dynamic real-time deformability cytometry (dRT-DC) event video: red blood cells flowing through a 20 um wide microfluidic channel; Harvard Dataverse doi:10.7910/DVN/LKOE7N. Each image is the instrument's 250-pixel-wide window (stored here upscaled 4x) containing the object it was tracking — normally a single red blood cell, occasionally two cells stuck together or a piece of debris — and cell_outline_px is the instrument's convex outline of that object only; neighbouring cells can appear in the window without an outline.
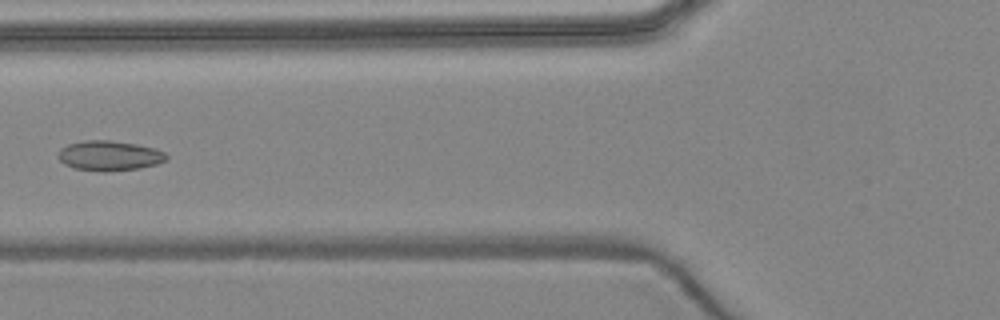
{"species": "common noctule bat (a hibernating species)", "species_latin": "Nyctalus noctula", "temperature_condition": "warm", "stored_images_in_passage": 5, "camera_frame_rate_fps": 3000, "um_per_image_px": 0.085, "animal": {"sex": "female", "body_mass_g": 24.6, "forearm_length_mm": 56.2}, "frame": {"image": 1, "passage_image": 5, "time_ms": 4.667, "image_size_px": [1000, 320], "cell_outline_px": [[168, 160], [156, 164], [140, 168], [104, 172], [72, 168], [64, 164], [56, 156], [60, 148], [68, 144], [84, 140], [112, 140], [136, 144], [152, 148], [164, 152], [168, 156]], "centroid_in_image_um": [9.26, 13.23], "position_along_channel_um": 116.5, "area_um2": 19.07}}